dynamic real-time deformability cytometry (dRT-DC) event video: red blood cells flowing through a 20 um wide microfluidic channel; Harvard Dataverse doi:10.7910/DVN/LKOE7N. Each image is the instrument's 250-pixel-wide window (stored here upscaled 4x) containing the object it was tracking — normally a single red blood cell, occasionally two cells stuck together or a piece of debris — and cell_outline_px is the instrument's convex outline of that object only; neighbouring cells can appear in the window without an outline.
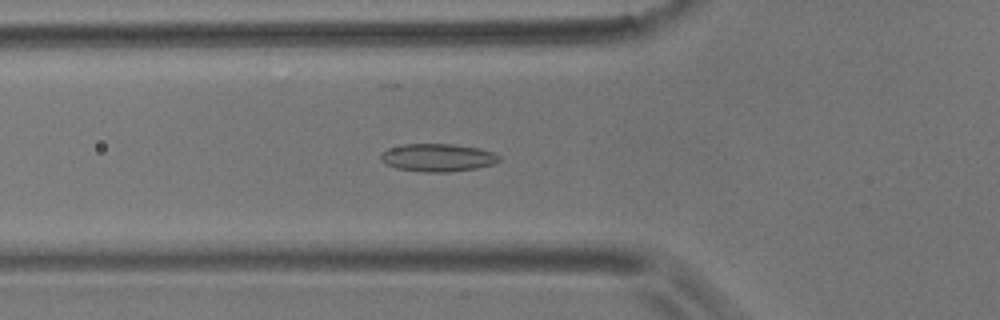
{"species": "common noctule bat (a hibernating species)", "species_latin": "Nyctalus noctula", "temperature_condition": "room temperature", "stored_images_in_passage": 39, "camera_frame_rate_fps": 3000, "um_per_image_px": 0.085, "animal": {"sex": "male", "body_mass_g": 17.9}, "frame": {"image": 1, "passage_image": 2, "time_ms": 0.333, "image_size_px": [1000, 320], "cell_outline_px": [[500, 160], [492, 164], [476, 168], [448, 172], [424, 172], [396, 168], [380, 160], [380, 156], [388, 148], [404, 144], [452, 144], [480, 148], [496, 152], [500, 156]], "centroid_in_image_um": [37.24, 13.39], "position_along_channel_um": 88.6, "area_um2": 19.19}}
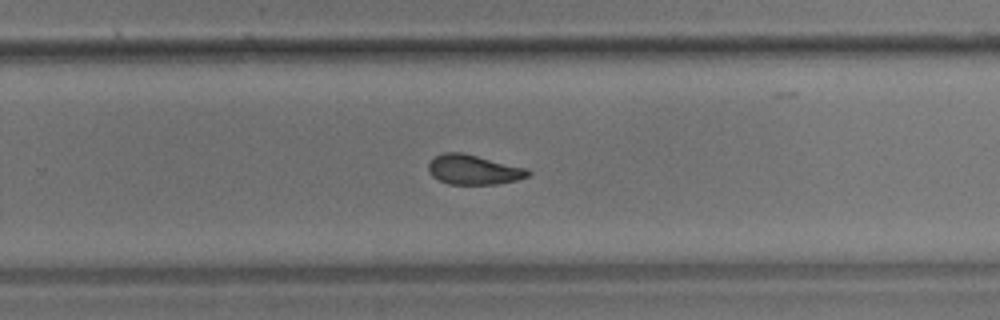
{"frame": {"image": 2, "passage_image": 19, "time_ms": 6.0, "image_size_px": [1000, 320], "cell_outline_px": [[532, 172], [528, 176], [516, 180], [496, 184], [448, 184], [432, 176], [428, 172], [428, 164], [436, 156], [444, 152], [464, 152], [528, 168]], "centroid_in_image_um": [40.27, 14.41], "position_along_channel_um": 289.5, "area_um2": 17.4}}
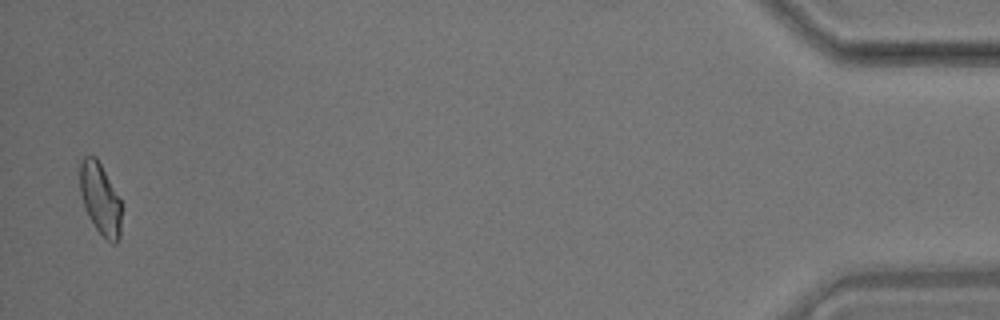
{"frame": {"image": 3, "passage_image": 38, "time_ms": 12.333, "image_size_px": [1000, 320], "cell_outline_px": [[120, 240], [116, 244], [112, 244], [96, 228], [88, 216], [84, 208], [80, 192], [80, 164], [84, 156], [96, 156], [120, 200]], "centroid_in_image_um": [8.5, 16.92], "position_along_channel_um": 426.7, "area_um2": 17.05}}